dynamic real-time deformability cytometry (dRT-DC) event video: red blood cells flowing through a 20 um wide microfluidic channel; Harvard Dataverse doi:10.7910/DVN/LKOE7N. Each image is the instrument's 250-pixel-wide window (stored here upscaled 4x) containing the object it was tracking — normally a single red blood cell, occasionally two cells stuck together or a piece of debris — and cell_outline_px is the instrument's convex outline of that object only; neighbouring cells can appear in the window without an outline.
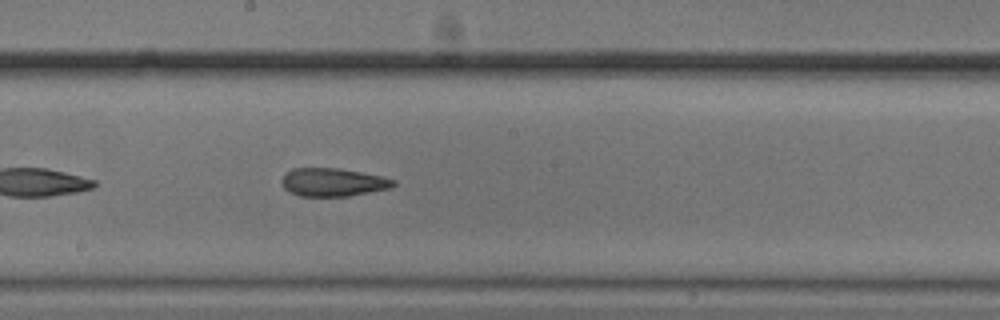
{"species": "common noctule bat (a hibernating species)", "species_latin": "Nyctalus noctula", "temperature_condition": "cold", "stored_images_in_passage": 25, "camera_frame_rate_fps": 3000, "um_per_image_px": 0.085, "animal": {"sex": "male", "body_mass_g": 20.5, "forearm_length_mm": 52.5}, "frame": {"image": 1, "passage_image": 15, "time_ms": 4.667, "image_size_px": [1000, 320], "cell_outline_px": [[396, 184], [392, 188], [348, 196], [300, 196], [284, 188], [280, 180], [292, 168], [340, 168], [384, 176], [396, 180]], "centroid_in_image_um": [28.35, 15.48], "position_along_channel_um": 219.8, "area_um2": 18.44}}
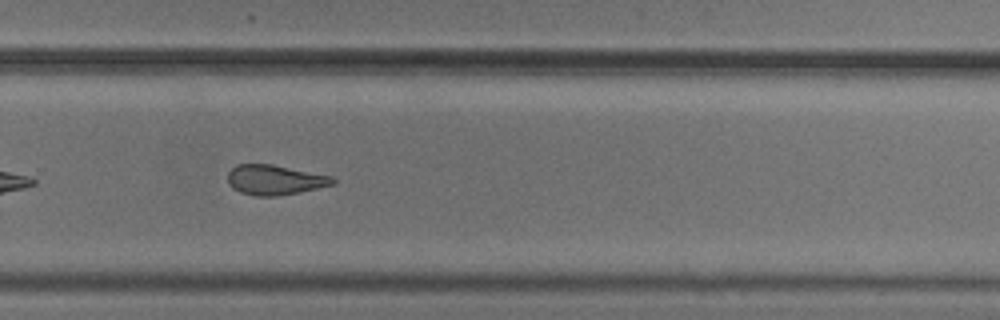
{"frame": {"image": 2, "passage_image": 22, "time_ms": 7.0, "image_size_px": [1000, 320], "cell_outline_px": [[336, 184], [300, 192], [276, 196], [256, 196], [240, 192], [232, 188], [228, 184], [228, 172], [236, 164], [272, 164], [332, 176], [336, 180]], "centroid_in_image_um": [23.36, 15.29], "position_along_channel_um": 306.4, "area_um2": 18.44}}